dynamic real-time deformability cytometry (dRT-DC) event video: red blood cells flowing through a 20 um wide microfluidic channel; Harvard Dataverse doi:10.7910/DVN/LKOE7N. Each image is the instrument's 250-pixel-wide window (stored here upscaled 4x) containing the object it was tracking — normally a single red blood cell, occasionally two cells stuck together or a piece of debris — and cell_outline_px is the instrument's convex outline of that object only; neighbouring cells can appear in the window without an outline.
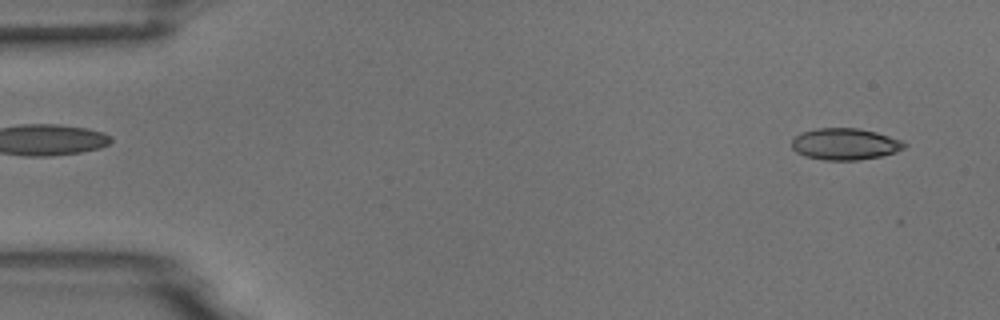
{"species": "common noctule bat (a hibernating species)", "species_latin": "Nyctalus noctula", "temperature_condition": "room temperature", "stored_images_in_passage": 9, "camera_frame_rate_fps": 3000, "um_per_image_px": 0.085, "animal": {"sex": "male", "body_mass_g": 18.8}, "frame": {"image": 1, "passage_image": 4, "time_ms": 1.0, "image_size_px": [1000, 320], "cell_outline_px": [[908, 144], [904, 148], [896, 152], [880, 156], [860, 160], [824, 160], [804, 156], [796, 152], [792, 148], [792, 140], [800, 132], [816, 128], [856, 128], [876, 132], [900, 140]], "centroid_in_image_um": [71.8, 12.25], "position_along_channel_um": 13.2, "area_um2": 20.75}}